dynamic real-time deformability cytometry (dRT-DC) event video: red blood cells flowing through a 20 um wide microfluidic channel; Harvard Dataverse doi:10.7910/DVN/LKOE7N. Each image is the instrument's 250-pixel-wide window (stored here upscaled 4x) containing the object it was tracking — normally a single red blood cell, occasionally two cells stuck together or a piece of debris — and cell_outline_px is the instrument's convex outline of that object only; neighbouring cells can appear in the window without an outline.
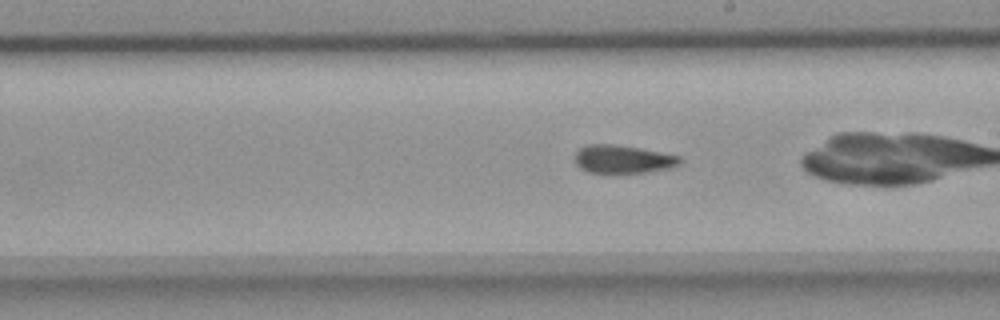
{"species": "common noctule bat (a hibernating species)", "species_latin": "Nyctalus noctula", "temperature_condition": "room temperature", "stored_images_in_passage": 52, "camera_frame_rate_fps": 3000, "um_per_image_px": 0.085, "animal": {"sex": "female", "body_mass_g": 18.4}, "frame": {"image": 1, "passage_image": 28, "time_ms": 9.0, "image_size_px": [1000, 320], "cell_outline_px": [[684, 160], [680, 164], [672, 168], [648, 172], [588, 172], [580, 168], [576, 164], [576, 152], [584, 144], [616, 144], [640, 148], [680, 156]], "centroid_in_image_um": [52.98, 13.52], "position_along_channel_um": 236.0, "area_um2": 17.28}, "authors_computed_cell_mechanics": {"area_um2": 17.8024, "velocity_mm_per_s": 3.8368, "shape_relaxation_time_tau1_ms": null, "shape_relaxation_time_tau2_ms": 3.2606, "deformation_change_tau1": null, "deformation_change_tau2": 0.0861}}